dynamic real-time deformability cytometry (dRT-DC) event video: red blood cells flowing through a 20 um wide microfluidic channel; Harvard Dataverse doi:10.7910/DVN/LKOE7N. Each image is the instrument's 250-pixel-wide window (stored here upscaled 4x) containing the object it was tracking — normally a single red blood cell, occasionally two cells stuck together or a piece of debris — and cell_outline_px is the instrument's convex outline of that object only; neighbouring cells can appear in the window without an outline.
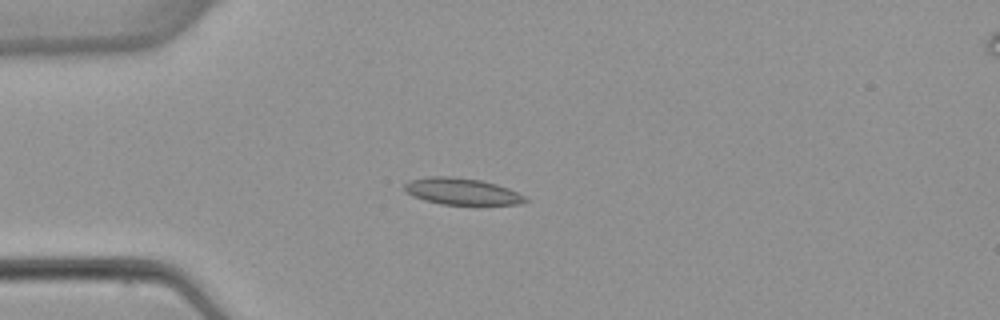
{"species": "common noctule bat (a hibernating species)", "species_latin": "Nyctalus noctula", "temperature_condition": "warm", "stored_images_in_passage": 4, "camera_frame_rate_fps": 3000, "um_per_image_px": 0.085, "animal": {"sex": "female", "body_mass_g": 22.7, "forearm_length_mm": 54.2}, "frame": {"image": 1, "passage_image": 4, "time_ms": 3.667, "image_size_px": [1000, 320], "cell_outline_px": [[528, 200], [524, 204], [440, 204], [424, 200], [412, 196], [404, 188], [404, 184], [408, 180], [428, 176], [452, 176], [480, 180], [496, 184], [508, 188], [524, 196]], "centroid_in_image_um": [39.22, 16.26], "position_along_channel_um": 45.8, "area_um2": 18.67}}